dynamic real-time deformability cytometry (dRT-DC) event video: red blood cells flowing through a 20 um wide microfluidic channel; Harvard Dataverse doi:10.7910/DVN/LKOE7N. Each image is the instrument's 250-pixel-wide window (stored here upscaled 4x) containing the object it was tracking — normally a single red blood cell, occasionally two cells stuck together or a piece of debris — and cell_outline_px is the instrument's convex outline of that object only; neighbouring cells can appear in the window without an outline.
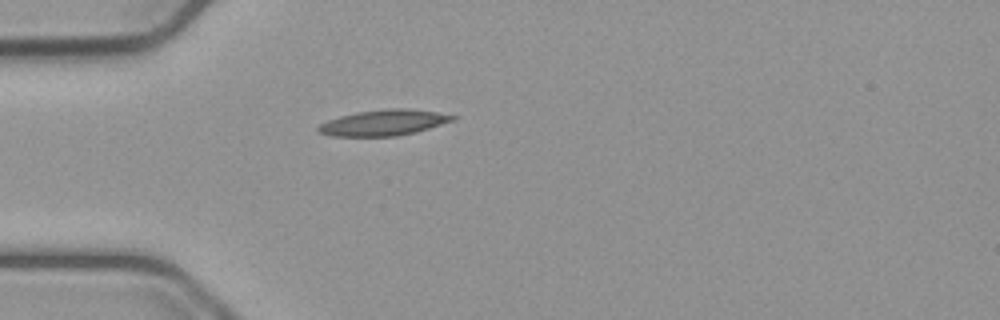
{"species": "common noctule bat (a hibernating species)", "species_latin": "Nyctalus noctula", "temperature_condition": "cold", "stored_images_in_passage": 40, "camera_frame_rate_fps": 3000, "um_per_image_px": 0.085, "animal": {"sex": "male", "body_mass_g": 23.1, "forearm_length_mm": 52.7}, "frame": {"image": 1, "passage_image": 1, "time_ms": 0.0, "image_size_px": [1000, 320], "cell_outline_px": [[456, 120], [416, 132], [396, 136], [332, 136], [320, 132], [316, 128], [320, 124], [328, 120], [340, 116], [356, 112], [388, 108], [408, 108], [436, 112], [456, 116]], "centroid_in_image_um": [32.63, 10.42], "position_along_channel_um": 52.4, "area_um2": 20.17}}
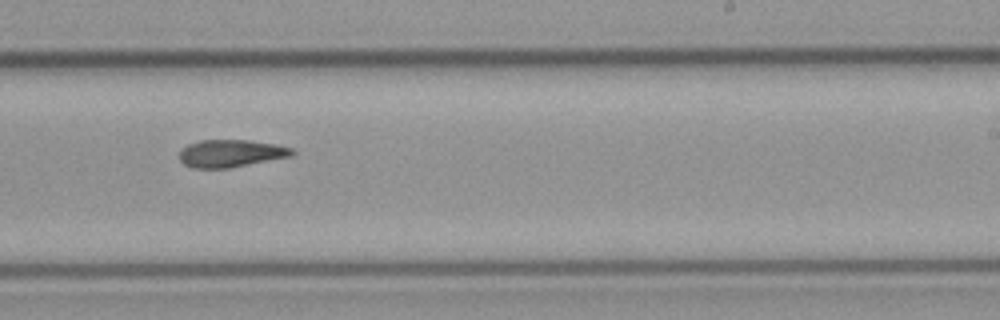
{"frame": {"image": 2, "passage_image": 19, "time_ms": 6.0, "image_size_px": [1000, 320], "cell_outline_px": [[296, 152], [292, 156], [228, 168], [192, 168], [184, 164], [180, 160], [180, 152], [188, 144], [200, 140], [248, 140], [276, 144], [292, 148]], "centroid_in_image_um": [19.64, 13.03], "position_along_channel_um": 269.4, "area_um2": 17.98}}
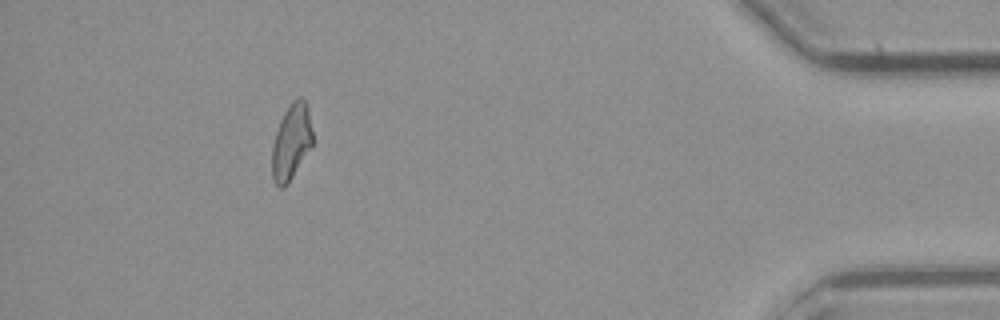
{"frame": {"image": 3, "passage_image": 35, "time_ms": 11.333, "image_size_px": [1000, 320], "cell_outline_px": [[312, 144], [288, 184], [284, 188], [280, 188], [276, 184], [272, 176], [272, 144], [280, 120], [284, 112], [292, 100], [296, 96], [300, 96], [308, 104], [312, 132]], "centroid_in_image_um": [24.75, 12.02], "position_along_channel_um": 410.4, "area_um2": 17.92}, "authors_computed_cell_mechanics": {"area_um2": 18.3515, "velocity_mm_per_s": 3.7677, "shape_relaxation_time_tau1_ms": null, "shape_relaxation_time_tau2_ms": 9.5843, "deformation_change_tau1": null, "deformation_change_tau2": 0.2}}